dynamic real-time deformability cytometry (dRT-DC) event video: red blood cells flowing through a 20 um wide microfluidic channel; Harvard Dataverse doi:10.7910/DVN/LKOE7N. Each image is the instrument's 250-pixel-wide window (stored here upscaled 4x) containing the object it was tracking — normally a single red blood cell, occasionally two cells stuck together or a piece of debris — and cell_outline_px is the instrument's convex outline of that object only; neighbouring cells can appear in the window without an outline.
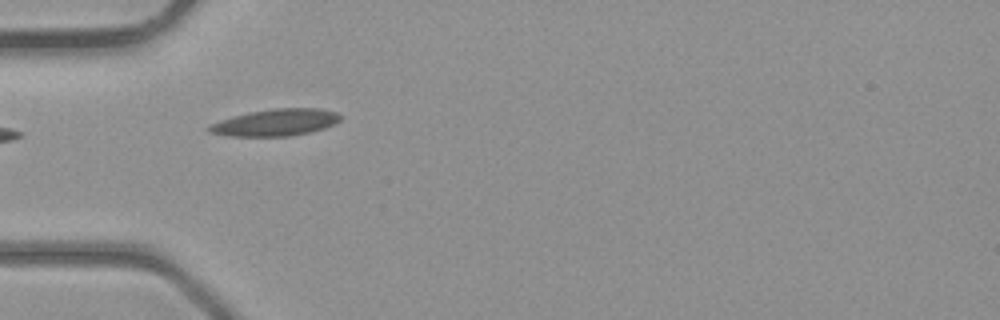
{"species": "common noctule bat (a hibernating species)", "species_latin": "Nyctalus noctula", "temperature_condition": "room temperature", "stored_images_in_passage": 3, "camera_frame_rate_fps": 3000, "um_per_image_px": 0.085, "animal": {"sex": "male", "body_mass_g": 23.1, "forearm_length_mm": 52.7}, "frame": {"image": 1, "passage_image": 3, "time_ms": 3.0, "image_size_px": [1000, 320], "cell_outline_px": [[340, 120], [336, 124], [324, 128], [308, 132], [288, 136], [228, 136], [208, 132], [204, 128], [208, 124], [220, 120], [248, 112], [276, 108], [320, 108], [336, 112], [340, 116]], "centroid_in_image_um": [23.38, 10.41], "position_along_channel_um": 61.6, "area_um2": 20.63}}